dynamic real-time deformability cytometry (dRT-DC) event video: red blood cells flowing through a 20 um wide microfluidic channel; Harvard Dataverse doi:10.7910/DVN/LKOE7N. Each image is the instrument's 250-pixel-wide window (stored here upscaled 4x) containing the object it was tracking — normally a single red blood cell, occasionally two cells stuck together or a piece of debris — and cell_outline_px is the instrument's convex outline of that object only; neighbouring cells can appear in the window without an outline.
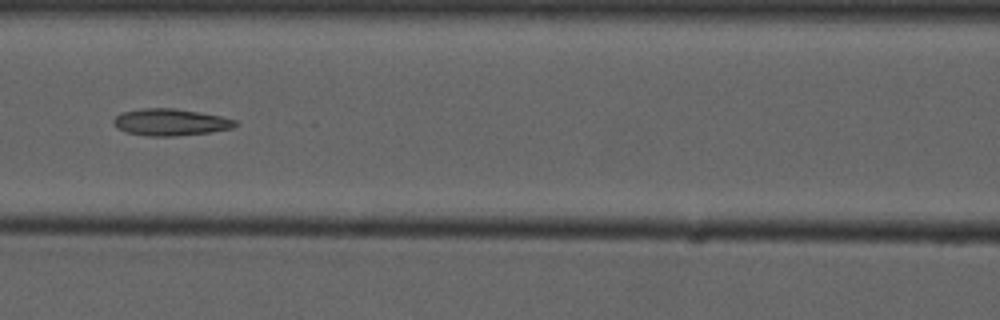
{"species": "common noctule bat (a hibernating species)", "species_latin": "Nyctalus noctula", "temperature_condition": "cold", "stored_images_in_passage": 10, "camera_frame_rate_fps": 3000, "um_per_image_px": 0.085, "animal": {"sex": "male", "forearm_length_mm": 52.5}, "frame": {"image": 1, "passage_image": 7, "time_ms": 7.0, "image_size_px": [1000, 320], "cell_outline_px": [[240, 124], [232, 128], [208, 132], [172, 136], [148, 136], [124, 132], [116, 128], [112, 120], [116, 116], [124, 112], [144, 108], [172, 108], [200, 112], [220, 116], [236, 120]], "centroid_in_image_um": [14.48, 10.39], "position_along_channel_um": 152.1, "area_um2": 18.96}}
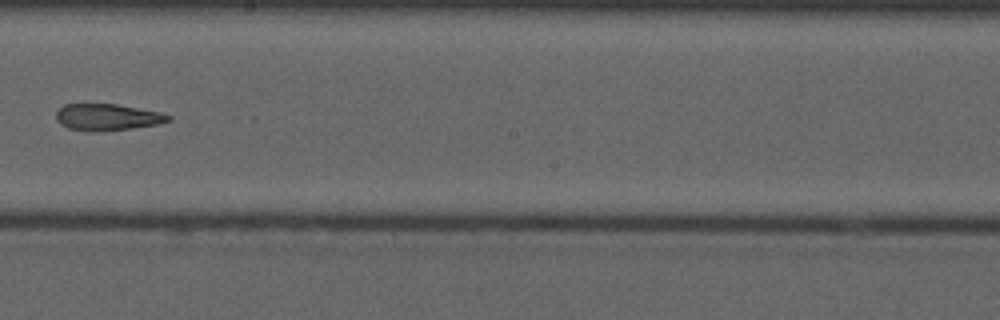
{"frame": {"image": 2, "passage_image": 9, "time_ms": 9.333, "image_size_px": [1000, 320], "cell_outline_px": [[172, 120], [160, 124], [132, 128], [92, 132], [84, 132], [68, 128], [60, 124], [56, 120], [56, 112], [64, 104], [116, 104], [160, 112], [172, 116]], "centroid_in_image_um": [9.12, 9.97], "position_along_channel_um": 239.1, "area_um2": 17.57}}
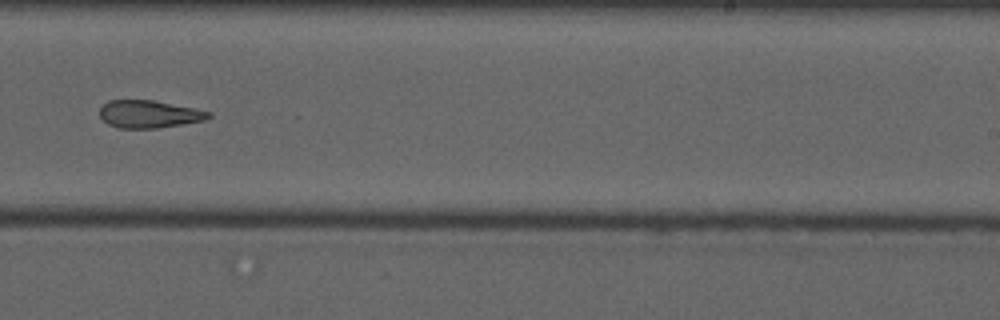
{"frame": {"image": 3, "passage_image": 10, "time_ms": 10.333, "image_size_px": [1000, 320], "cell_outline_px": [[212, 116], [208, 120], [184, 124], [156, 128], [120, 128], [108, 124], [100, 116], [100, 108], [108, 100], [152, 100], [212, 112]], "centroid_in_image_um": [12.7, 9.7], "position_along_channel_um": 276.3, "area_um2": 17.46}}